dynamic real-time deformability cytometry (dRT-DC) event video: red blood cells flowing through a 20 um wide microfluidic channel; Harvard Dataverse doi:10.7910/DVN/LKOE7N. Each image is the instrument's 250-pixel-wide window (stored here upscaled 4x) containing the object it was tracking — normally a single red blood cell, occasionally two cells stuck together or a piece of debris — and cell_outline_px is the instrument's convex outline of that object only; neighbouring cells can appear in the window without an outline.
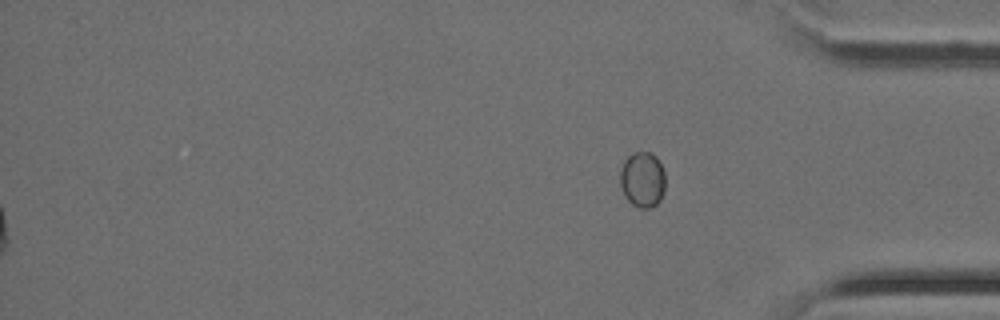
{"species": "Egyptian fruit bat (a non-hibernating species)", "species_latin": "Rousettus aegyptiacus", "temperature_condition": "cold", "stored_images_in_passage": 30, "segment_of_instrument_passage": [2, 2], "camera_frame_rate_fps": 3000, "um_per_image_px": 0.085, "animal": {"sex": "female"}, "frame": {"image": 1, "passage_image": 30, "time_ms": 9.667, "image_size_px": [1000, 320], "cell_outline_px": [[664, 192], [660, 200], [656, 204], [648, 208], [640, 208], [632, 204], [624, 196], [620, 184], [620, 168], [624, 160], [632, 152], [652, 152], [656, 156], [664, 172]], "centroid_in_image_um": [54.59, 15.25], "position_along_channel_um": 380.6, "area_um2": 14.74}}